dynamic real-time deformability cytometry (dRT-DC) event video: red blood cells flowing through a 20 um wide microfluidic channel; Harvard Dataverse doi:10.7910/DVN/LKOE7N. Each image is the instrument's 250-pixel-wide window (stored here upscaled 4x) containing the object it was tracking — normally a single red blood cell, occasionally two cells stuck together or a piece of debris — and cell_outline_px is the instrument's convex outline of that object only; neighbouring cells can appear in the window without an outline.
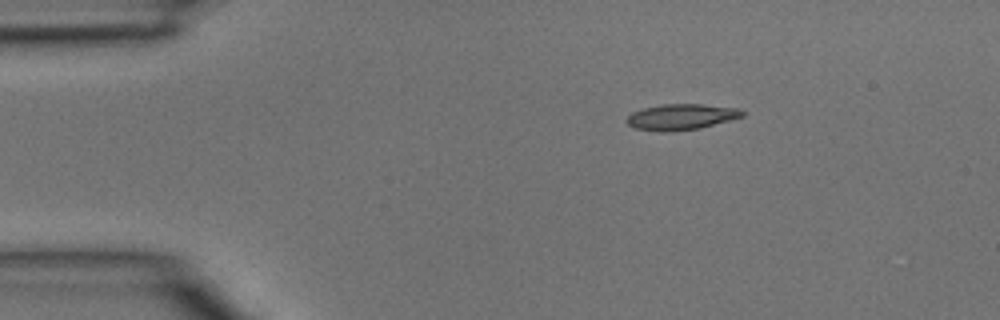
{"species": "common noctule bat (a hibernating species)", "species_latin": "Nyctalus noctula", "temperature_condition": "room temperature", "stored_images_in_passage": 3, "camera_frame_rate_fps": 3000, "um_per_image_px": 0.085, "animal": {"sex": "male", "body_mass_g": 15.6}, "frame": {"image": 1, "passage_image": 1, "time_ms": 0.0, "image_size_px": [1000, 320], "cell_outline_px": [[744, 116], [700, 128], [636, 128], [628, 124], [624, 120], [632, 112], [644, 108], [664, 104], [704, 104], [736, 108], [744, 112]], "centroid_in_image_um": [57.95, 9.87], "position_along_channel_um": 27.0, "area_um2": 16.3}}
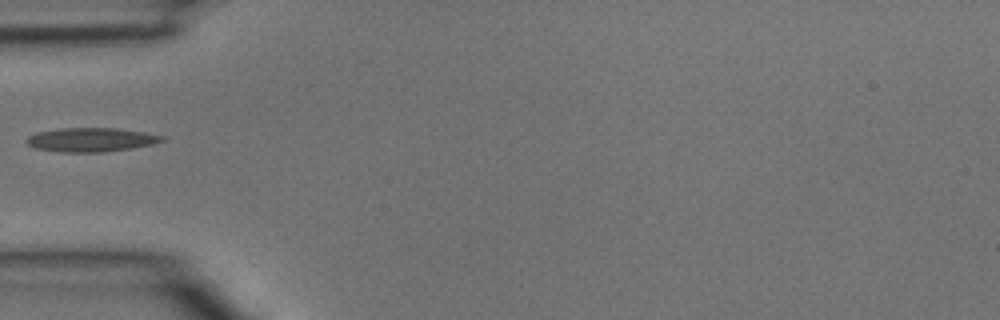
{"frame": {"image": 2, "passage_image": 3, "time_ms": 0.667, "image_size_px": [1000, 320], "cell_outline_px": [[164, 140], [152, 144], [132, 148], [104, 152], [60, 152], [36, 148], [28, 144], [28, 136], [36, 132], [60, 128], [116, 128], [144, 132], [164, 136]], "centroid_in_image_um": [7.74, 11.87], "position_along_channel_um": 77.3, "area_um2": 18.79}}